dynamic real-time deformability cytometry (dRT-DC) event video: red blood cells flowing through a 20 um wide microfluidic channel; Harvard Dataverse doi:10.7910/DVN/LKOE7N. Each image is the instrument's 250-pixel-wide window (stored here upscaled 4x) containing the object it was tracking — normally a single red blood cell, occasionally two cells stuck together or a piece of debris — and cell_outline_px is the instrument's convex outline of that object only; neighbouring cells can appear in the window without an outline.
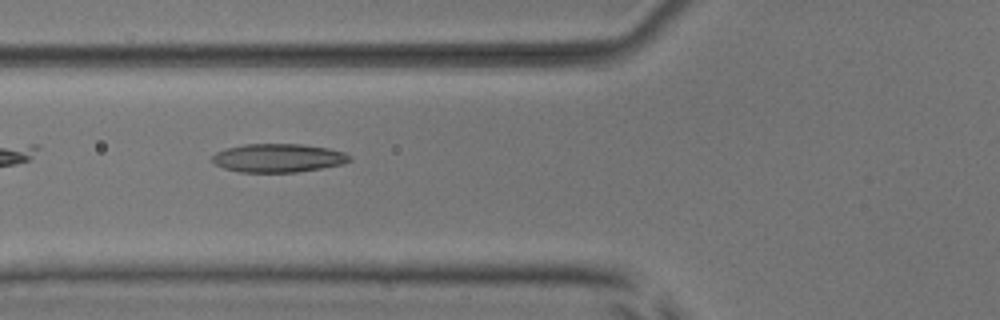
{"species": "common noctule bat (a hibernating species)", "species_latin": "Nyctalus noctula", "temperature_condition": "room temperature", "stored_images_in_passage": 8, "camera_frame_rate_fps": 3000, "um_per_image_px": 0.085, "animal": {"sex": "male", "body_mass_g": 17.9, "forearm_length_mm": 54.2}, "frame": {"image": 1, "passage_image": 5, "time_ms": 5.667, "image_size_px": [1000, 320], "cell_outline_px": [[352, 160], [340, 164], [320, 168], [296, 172], [240, 172], [224, 168], [216, 164], [212, 160], [212, 156], [216, 152], [224, 148], [244, 144], [300, 144], [328, 148], [344, 152], [352, 156]], "centroid_in_image_um": [23.63, 13.42], "position_along_channel_um": 102.2, "area_um2": 22.77}}
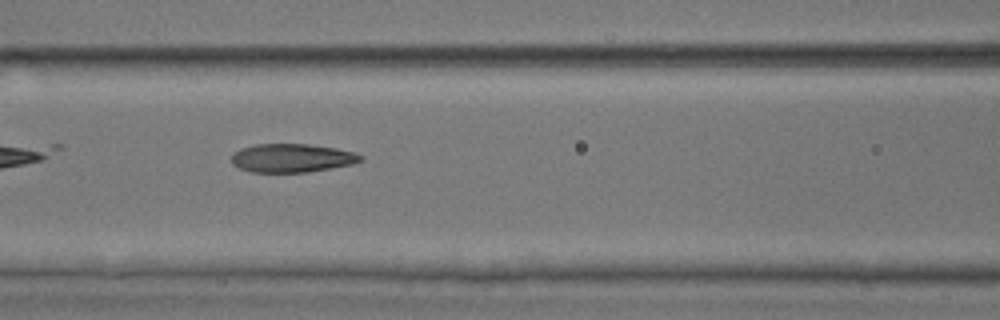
{"frame": {"image": 2, "passage_image": 6, "time_ms": 6.667, "image_size_px": [1000, 320], "cell_outline_px": [[364, 160], [352, 164], [308, 172], [252, 172], [240, 168], [232, 164], [232, 152], [240, 148], [256, 144], [308, 144], [336, 148], [356, 152], [364, 156]], "centroid_in_image_um": [24.83, 13.42], "position_along_channel_um": 141.8, "area_um2": 21.62}}